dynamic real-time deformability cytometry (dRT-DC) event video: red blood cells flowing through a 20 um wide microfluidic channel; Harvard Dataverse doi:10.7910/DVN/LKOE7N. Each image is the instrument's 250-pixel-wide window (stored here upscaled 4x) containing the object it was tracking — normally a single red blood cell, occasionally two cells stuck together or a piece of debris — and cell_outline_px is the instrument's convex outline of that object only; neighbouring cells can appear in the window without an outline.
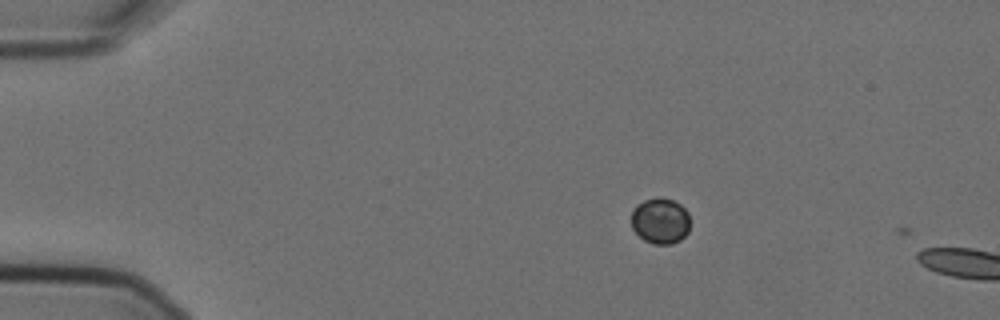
{"species": "Egyptian fruit bat (a non-hibernating species)", "species_latin": "Rousettus aegyptiacus", "temperature_condition": "cold", "stored_images_in_passage": 2, "camera_frame_rate_fps": 3000, "um_per_image_px": 0.085, "animal": {"sex": "female"}, "frame": {"image": 1, "passage_image": 1, "time_ms": 0.0, "image_size_px": [1000, 320], "cell_outline_px": [[688, 232], [680, 240], [672, 244], [652, 244], [644, 240], [632, 228], [632, 208], [636, 204], [644, 200], [660, 196], [672, 200], [680, 204], [688, 212]], "centroid_in_image_um": [56.11, 18.76], "position_along_channel_um": 28.9, "area_um2": 15.78}}